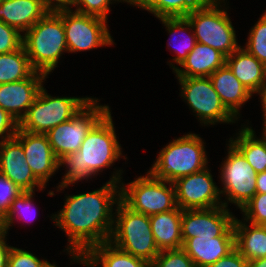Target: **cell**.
Returning a JSON list of instances; mask_svg holds the SVG:
<instances>
[{"instance_id": "21", "label": "cell", "mask_w": 266, "mask_h": 267, "mask_svg": "<svg viewBox=\"0 0 266 267\" xmlns=\"http://www.w3.org/2000/svg\"><path fill=\"white\" fill-rule=\"evenodd\" d=\"M47 12L40 0H3L0 3V20L22 34Z\"/></svg>"}, {"instance_id": "18", "label": "cell", "mask_w": 266, "mask_h": 267, "mask_svg": "<svg viewBox=\"0 0 266 267\" xmlns=\"http://www.w3.org/2000/svg\"><path fill=\"white\" fill-rule=\"evenodd\" d=\"M182 249L193 260L196 267H209L220 258L227 256L235 249L234 226L222 236L194 237L183 242Z\"/></svg>"}, {"instance_id": "19", "label": "cell", "mask_w": 266, "mask_h": 267, "mask_svg": "<svg viewBox=\"0 0 266 267\" xmlns=\"http://www.w3.org/2000/svg\"><path fill=\"white\" fill-rule=\"evenodd\" d=\"M209 78L224 106L239 119L240 109L253 94L238 80L226 63Z\"/></svg>"}, {"instance_id": "9", "label": "cell", "mask_w": 266, "mask_h": 267, "mask_svg": "<svg viewBox=\"0 0 266 267\" xmlns=\"http://www.w3.org/2000/svg\"><path fill=\"white\" fill-rule=\"evenodd\" d=\"M92 98L70 120L49 130L46 135L56 158L61 161L77 152L91 128L109 111V105H101Z\"/></svg>"}, {"instance_id": "41", "label": "cell", "mask_w": 266, "mask_h": 267, "mask_svg": "<svg viewBox=\"0 0 266 267\" xmlns=\"http://www.w3.org/2000/svg\"><path fill=\"white\" fill-rule=\"evenodd\" d=\"M7 233L0 231V267H7L8 265V256L12 246L6 243Z\"/></svg>"}, {"instance_id": "8", "label": "cell", "mask_w": 266, "mask_h": 267, "mask_svg": "<svg viewBox=\"0 0 266 267\" xmlns=\"http://www.w3.org/2000/svg\"><path fill=\"white\" fill-rule=\"evenodd\" d=\"M146 174L127 185L122 181L120 200L131 210L147 216L176 209L178 206L173 182L157 180L148 171Z\"/></svg>"}, {"instance_id": "1", "label": "cell", "mask_w": 266, "mask_h": 267, "mask_svg": "<svg viewBox=\"0 0 266 267\" xmlns=\"http://www.w3.org/2000/svg\"><path fill=\"white\" fill-rule=\"evenodd\" d=\"M122 170H115L110 180L92 192L65 196L63 208L53 214L54 225L68 236L64 250L70 264L84 265V254L93 246L109 241L114 211L120 201Z\"/></svg>"}, {"instance_id": "40", "label": "cell", "mask_w": 266, "mask_h": 267, "mask_svg": "<svg viewBox=\"0 0 266 267\" xmlns=\"http://www.w3.org/2000/svg\"><path fill=\"white\" fill-rule=\"evenodd\" d=\"M48 11H60L72 9L73 0H40Z\"/></svg>"}, {"instance_id": "33", "label": "cell", "mask_w": 266, "mask_h": 267, "mask_svg": "<svg viewBox=\"0 0 266 267\" xmlns=\"http://www.w3.org/2000/svg\"><path fill=\"white\" fill-rule=\"evenodd\" d=\"M240 211L243 220L261 225L266 221V193H256Z\"/></svg>"}, {"instance_id": "7", "label": "cell", "mask_w": 266, "mask_h": 267, "mask_svg": "<svg viewBox=\"0 0 266 267\" xmlns=\"http://www.w3.org/2000/svg\"><path fill=\"white\" fill-rule=\"evenodd\" d=\"M92 97H59L48 94L42 86L26 115L19 122V129L46 134L59 124L70 120Z\"/></svg>"}, {"instance_id": "44", "label": "cell", "mask_w": 266, "mask_h": 267, "mask_svg": "<svg viewBox=\"0 0 266 267\" xmlns=\"http://www.w3.org/2000/svg\"><path fill=\"white\" fill-rule=\"evenodd\" d=\"M260 95V102H261V105H262V112H263V115L262 116H266V80L263 84V88L262 90L260 91V93L258 94Z\"/></svg>"}, {"instance_id": "15", "label": "cell", "mask_w": 266, "mask_h": 267, "mask_svg": "<svg viewBox=\"0 0 266 267\" xmlns=\"http://www.w3.org/2000/svg\"><path fill=\"white\" fill-rule=\"evenodd\" d=\"M15 138L22 144L26 163L34 176L46 187V183L60 168V161L54 155L47 135L18 128Z\"/></svg>"}, {"instance_id": "17", "label": "cell", "mask_w": 266, "mask_h": 267, "mask_svg": "<svg viewBox=\"0 0 266 267\" xmlns=\"http://www.w3.org/2000/svg\"><path fill=\"white\" fill-rule=\"evenodd\" d=\"M46 78L48 77L43 73L34 71L24 80L0 84V107L20 122L33 104Z\"/></svg>"}, {"instance_id": "3", "label": "cell", "mask_w": 266, "mask_h": 267, "mask_svg": "<svg viewBox=\"0 0 266 267\" xmlns=\"http://www.w3.org/2000/svg\"><path fill=\"white\" fill-rule=\"evenodd\" d=\"M22 45L33 70L48 77L58 67L63 53H68L62 10L48 11L23 34Z\"/></svg>"}, {"instance_id": "13", "label": "cell", "mask_w": 266, "mask_h": 267, "mask_svg": "<svg viewBox=\"0 0 266 267\" xmlns=\"http://www.w3.org/2000/svg\"><path fill=\"white\" fill-rule=\"evenodd\" d=\"M173 185L177 206L181 210L209 209L223 205L220 188L208 167L176 179Z\"/></svg>"}, {"instance_id": "37", "label": "cell", "mask_w": 266, "mask_h": 267, "mask_svg": "<svg viewBox=\"0 0 266 267\" xmlns=\"http://www.w3.org/2000/svg\"><path fill=\"white\" fill-rule=\"evenodd\" d=\"M47 262V259H39L29 251L12 246L7 267H43Z\"/></svg>"}, {"instance_id": "11", "label": "cell", "mask_w": 266, "mask_h": 267, "mask_svg": "<svg viewBox=\"0 0 266 267\" xmlns=\"http://www.w3.org/2000/svg\"><path fill=\"white\" fill-rule=\"evenodd\" d=\"M228 154L220 168V180L223 188H220L221 196L225 195L223 206L227 209L229 202L237 209H242L256 194L257 173L246 161L242 153L230 142Z\"/></svg>"}, {"instance_id": "47", "label": "cell", "mask_w": 266, "mask_h": 267, "mask_svg": "<svg viewBox=\"0 0 266 267\" xmlns=\"http://www.w3.org/2000/svg\"><path fill=\"white\" fill-rule=\"evenodd\" d=\"M263 118H264V123H263V133L266 135V116H263Z\"/></svg>"}, {"instance_id": "30", "label": "cell", "mask_w": 266, "mask_h": 267, "mask_svg": "<svg viewBox=\"0 0 266 267\" xmlns=\"http://www.w3.org/2000/svg\"><path fill=\"white\" fill-rule=\"evenodd\" d=\"M34 196L35 191H23L21 194H19L14 201L11 203V207L9 209V212L6 214V216L0 221V231H4L8 234V230L10 227L14 224V220L19 219L20 220H26L29 222L28 213L34 214L37 212H33L34 209ZM33 208V209H32ZM34 211H36L34 209ZM33 212V213H32ZM27 216L25 217V215ZM30 214V215H31ZM35 215V214H34ZM33 216V215H32ZM31 216V217H32ZM18 217V218H16ZM36 218V216H33ZM33 219V218H32ZM32 219L30 221H32ZM25 221V223H26Z\"/></svg>"}, {"instance_id": "29", "label": "cell", "mask_w": 266, "mask_h": 267, "mask_svg": "<svg viewBox=\"0 0 266 267\" xmlns=\"http://www.w3.org/2000/svg\"><path fill=\"white\" fill-rule=\"evenodd\" d=\"M208 0H157L148 10L157 19L165 17H186Z\"/></svg>"}, {"instance_id": "5", "label": "cell", "mask_w": 266, "mask_h": 267, "mask_svg": "<svg viewBox=\"0 0 266 267\" xmlns=\"http://www.w3.org/2000/svg\"><path fill=\"white\" fill-rule=\"evenodd\" d=\"M225 6V0H208L203 6L189 13L186 18L198 43L208 45L228 57L240 45L231 17L227 13L228 8Z\"/></svg>"}, {"instance_id": "10", "label": "cell", "mask_w": 266, "mask_h": 267, "mask_svg": "<svg viewBox=\"0 0 266 267\" xmlns=\"http://www.w3.org/2000/svg\"><path fill=\"white\" fill-rule=\"evenodd\" d=\"M183 101L203 126L235 123L238 119L224 106L209 77H177Z\"/></svg>"}, {"instance_id": "34", "label": "cell", "mask_w": 266, "mask_h": 267, "mask_svg": "<svg viewBox=\"0 0 266 267\" xmlns=\"http://www.w3.org/2000/svg\"><path fill=\"white\" fill-rule=\"evenodd\" d=\"M123 0H73L72 7H76L74 11L92 15L108 20L110 4L121 2Z\"/></svg>"}, {"instance_id": "42", "label": "cell", "mask_w": 266, "mask_h": 267, "mask_svg": "<svg viewBox=\"0 0 266 267\" xmlns=\"http://www.w3.org/2000/svg\"><path fill=\"white\" fill-rule=\"evenodd\" d=\"M123 2L148 11L157 0H123Z\"/></svg>"}, {"instance_id": "14", "label": "cell", "mask_w": 266, "mask_h": 267, "mask_svg": "<svg viewBox=\"0 0 266 267\" xmlns=\"http://www.w3.org/2000/svg\"><path fill=\"white\" fill-rule=\"evenodd\" d=\"M225 206L209 209L182 210L181 235L183 242L194 237L222 236L233 224L235 216Z\"/></svg>"}, {"instance_id": "39", "label": "cell", "mask_w": 266, "mask_h": 267, "mask_svg": "<svg viewBox=\"0 0 266 267\" xmlns=\"http://www.w3.org/2000/svg\"><path fill=\"white\" fill-rule=\"evenodd\" d=\"M209 267H248V261L234 249L227 256L220 258Z\"/></svg>"}, {"instance_id": "28", "label": "cell", "mask_w": 266, "mask_h": 267, "mask_svg": "<svg viewBox=\"0 0 266 267\" xmlns=\"http://www.w3.org/2000/svg\"><path fill=\"white\" fill-rule=\"evenodd\" d=\"M33 72L23 45L16 51L0 54V84L24 80Z\"/></svg>"}, {"instance_id": "4", "label": "cell", "mask_w": 266, "mask_h": 267, "mask_svg": "<svg viewBox=\"0 0 266 267\" xmlns=\"http://www.w3.org/2000/svg\"><path fill=\"white\" fill-rule=\"evenodd\" d=\"M199 134L187 133L163 147L149 173L157 180L174 182L208 167L207 152Z\"/></svg>"}, {"instance_id": "35", "label": "cell", "mask_w": 266, "mask_h": 267, "mask_svg": "<svg viewBox=\"0 0 266 267\" xmlns=\"http://www.w3.org/2000/svg\"><path fill=\"white\" fill-rule=\"evenodd\" d=\"M23 44V34L0 20V54L18 50Z\"/></svg>"}, {"instance_id": "31", "label": "cell", "mask_w": 266, "mask_h": 267, "mask_svg": "<svg viewBox=\"0 0 266 267\" xmlns=\"http://www.w3.org/2000/svg\"><path fill=\"white\" fill-rule=\"evenodd\" d=\"M249 31L246 46L243 48L266 65V12Z\"/></svg>"}, {"instance_id": "24", "label": "cell", "mask_w": 266, "mask_h": 267, "mask_svg": "<svg viewBox=\"0 0 266 267\" xmlns=\"http://www.w3.org/2000/svg\"><path fill=\"white\" fill-rule=\"evenodd\" d=\"M233 226L235 249L244 259L251 261L266 257V230L261 225L235 217Z\"/></svg>"}, {"instance_id": "48", "label": "cell", "mask_w": 266, "mask_h": 267, "mask_svg": "<svg viewBox=\"0 0 266 267\" xmlns=\"http://www.w3.org/2000/svg\"><path fill=\"white\" fill-rule=\"evenodd\" d=\"M261 226L266 230V221L261 224Z\"/></svg>"}, {"instance_id": "16", "label": "cell", "mask_w": 266, "mask_h": 267, "mask_svg": "<svg viewBox=\"0 0 266 267\" xmlns=\"http://www.w3.org/2000/svg\"><path fill=\"white\" fill-rule=\"evenodd\" d=\"M0 173L22 191H42L46 188L26 163L22 144L15 137L0 142Z\"/></svg>"}, {"instance_id": "46", "label": "cell", "mask_w": 266, "mask_h": 267, "mask_svg": "<svg viewBox=\"0 0 266 267\" xmlns=\"http://www.w3.org/2000/svg\"><path fill=\"white\" fill-rule=\"evenodd\" d=\"M57 264L54 262V263H50L49 261L43 266V267H58L56 266Z\"/></svg>"}, {"instance_id": "20", "label": "cell", "mask_w": 266, "mask_h": 267, "mask_svg": "<svg viewBox=\"0 0 266 267\" xmlns=\"http://www.w3.org/2000/svg\"><path fill=\"white\" fill-rule=\"evenodd\" d=\"M226 64L253 95L260 93L266 80L265 64L251 55L243 46L226 57Z\"/></svg>"}, {"instance_id": "26", "label": "cell", "mask_w": 266, "mask_h": 267, "mask_svg": "<svg viewBox=\"0 0 266 267\" xmlns=\"http://www.w3.org/2000/svg\"><path fill=\"white\" fill-rule=\"evenodd\" d=\"M241 125L236 137L229 138L230 141L246 158V161L253 167L254 171L262 173L266 171V135L262 132L260 138L256 137L251 126Z\"/></svg>"}, {"instance_id": "38", "label": "cell", "mask_w": 266, "mask_h": 267, "mask_svg": "<svg viewBox=\"0 0 266 267\" xmlns=\"http://www.w3.org/2000/svg\"><path fill=\"white\" fill-rule=\"evenodd\" d=\"M19 122L0 107V142L15 137Z\"/></svg>"}, {"instance_id": "27", "label": "cell", "mask_w": 266, "mask_h": 267, "mask_svg": "<svg viewBox=\"0 0 266 267\" xmlns=\"http://www.w3.org/2000/svg\"><path fill=\"white\" fill-rule=\"evenodd\" d=\"M159 20L164 24L167 32L173 39H169L171 42L174 41V39L178 36V40H175V44H171V42L168 43L169 47H172V50L175 51L174 53L176 56L173 57L172 61H169V66L172 67V70L174 71L177 65H181L182 62L186 59L188 54L194 49L197 40L195 37V34L193 32V29L186 17H165V18H159ZM190 31V32H189ZM187 33V35H186ZM178 34V36H177ZM184 34L185 36L184 39L182 38L183 41H181V36ZM175 37V38H174ZM176 38V39H177ZM172 45V46H171ZM175 63V64H173Z\"/></svg>"}, {"instance_id": "36", "label": "cell", "mask_w": 266, "mask_h": 267, "mask_svg": "<svg viewBox=\"0 0 266 267\" xmlns=\"http://www.w3.org/2000/svg\"><path fill=\"white\" fill-rule=\"evenodd\" d=\"M23 191L0 173V221L6 216L14 199Z\"/></svg>"}, {"instance_id": "25", "label": "cell", "mask_w": 266, "mask_h": 267, "mask_svg": "<svg viewBox=\"0 0 266 267\" xmlns=\"http://www.w3.org/2000/svg\"><path fill=\"white\" fill-rule=\"evenodd\" d=\"M151 267V264L135 257L107 241L91 247L84 254L86 267Z\"/></svg>"}, {"instance_id": "45", "label": "cell", "mask_w": 266, "mask_h": 267, "mask_svg": "<svg viewBox=\"0 0 266 267\" xmlns=\"http://www.w3.org/2000/svg\"><path fill=\"white\" fill-rule=\"evenodd\" d=\"M248 267H266V257L248 261Z\"/></svg>"}, {"instance_id": "32", "label": "cell", "mask_w": 266, "mask_h": 267, "mask_svg": "<svg viewBox=\"0 0 266 267\" xmlns=\"http://www.w3.org/2000/svg\"><path fill=\"white\" fill-rule=\"evenodd\" d=\"M150 264L151 267H196L182 248L160 251Z\"/></svg>"}, {"instance_id": "23", "label": "cell", "mask_w": 266, "mask_h": 267, "mask_svg": "<svg viewBox=\"0 0 266 267\" xmlns=\"http://www.w3.org/2000/svg\"><path fill=\"white\" fill-rule=\"evenodd\" d=\"M151 230L159 251L182 248V210H174L149 216Z\"/></svg>"}, {"instance_id": "12", "label": "cell", "mask_w": 266, "mask_h": 267, "mask_svg": "<svg viewBox=\"0 0 266 267\" xmlns=\"http://www.w3.org/2000/svg\"><path fill=\"white\" fill-rule=\"evenodd\" d=\"M68 53L89 51L103 46L114 45L107 28L108 21L73 9L62 10Z\"/></svg>"}, {"instance_id": "6", "label": "cell", "mask_w": 266, "mask_h": 267, "mask_svg": "<svg viewBox=\"0 0 266 267\" xmlns=\"http://www.w3.org/2000/svg\"><path fill=\"white\" fill-rule=\"evenodd\" d=\"M109 242L149 263L160 252L153 237L149 216L131 210L121 200L115 207Z\"/></svg>"}, {"instance_id": "22", "label": "cell", "mask_w": 266, "mask_h": 267, "mask_svg": "<svg viewBox=\"0 0 266 267\" xmlns=\"http://www.w3.org/2000/svg\"><path fill=\"white\" fill-rule=\"evenodd\" d=\"M225 63L226 57L221 52L197 42L180 67L173 72L176 77H209Z\"/></svg>"}, {"instance_id": "43", "label": "cell", "mask_w": 266, "mask_h": 267, "mask_svg": "<svg viewBox=\"0 0 266 267\" xmlns=\"http://www.w3.org/2000/svg\"><path fill=\"white\" fill-rule=\"evenodd\" d=\"M256 193H266V171L256 176Z\"/></svg>"}, {"instance_id": "2", "label": "cell", "mask_w": 266, "mask_h": 267, "mask_svg": "<svg viewBox=\"0 0 266 267\" xmlns=\"http://www.w3.org/2000/svg\"><path fill=\"white\" fill-rule=\"evenodd\" d=\"M109 110L88 132L79 150L60 161L66 173L58 183L56 192L82 180H89L109 168L121 157V144L117 140L113 119ZM65 165V166H64Z\"/></svg>"}]
</instances>
